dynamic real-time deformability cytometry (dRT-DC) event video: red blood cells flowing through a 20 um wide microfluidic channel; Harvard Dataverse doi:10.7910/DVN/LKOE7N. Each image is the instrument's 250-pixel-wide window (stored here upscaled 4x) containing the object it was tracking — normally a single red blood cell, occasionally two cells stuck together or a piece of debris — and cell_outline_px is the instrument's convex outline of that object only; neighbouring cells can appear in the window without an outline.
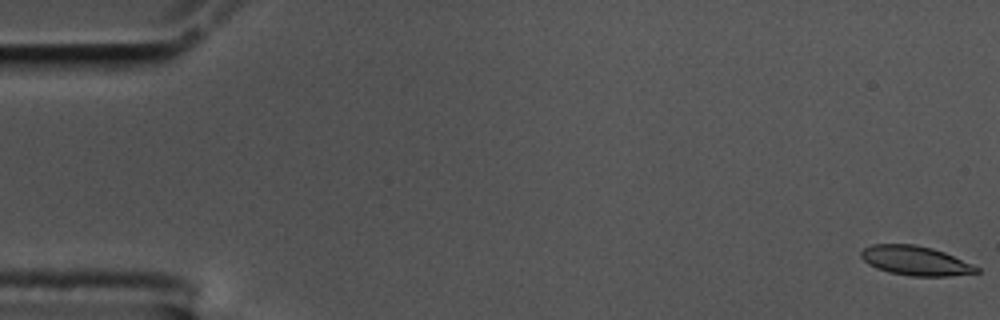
{"species": "common noctule bat (a hibernating species)", "species_latin": "Nyctalus noctula", "temperature_condition": "cold", "stored_images_in_passage": 58, "camera_frame_rate_fps": 3000, "um_per_image_px": 0.085, "animal": {"sex": "male", "body_mass_g": 17.5, "forearm_length_mm": 52.3}, "frame": {"image": 1, "passage_image": 1, "time_ms": 0.0, "image_size_px": [1000, 320], "cell_outline_px": [[980, 272], [948, 276], [912, 276], [888, 272], [876, 268], [868, 264], [860, 256], [860, 252], [864, 248], [872, 244], [916, 244], [932, 248], [944, 252], [972, 264], [980, 268]], "centroid_in_image_um": [77.8, 22.15], "position_along_channel_um": 7.2, "area_um2": 19.77}}
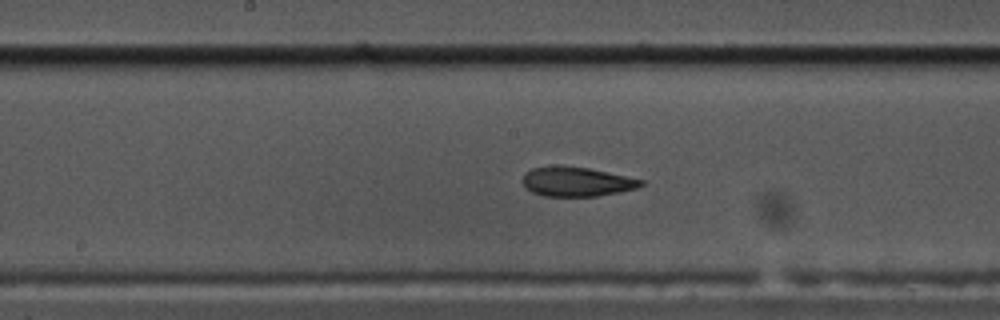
{"frame": {"image": 2, "passage_image": 30, "time_ms": 9.667, "image_size_px": [1000, 320], "cell_outline_px": [[644, 184], [636, 188], [620, 192], [596, 196], [544, 196], [532, 192], [524, 184], [524, 176], [532, 168], [588, 168], [644, 180]], "centroid_in_image_um": [49.09, 15.48], "position_along_channel_um": 199.1, "area_um2": 19.36}}
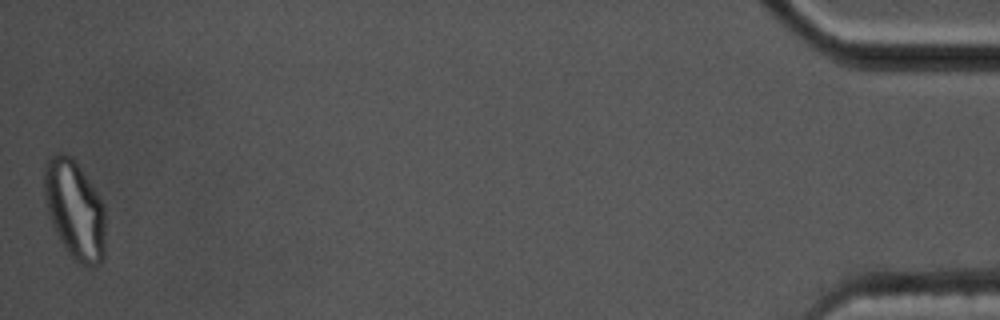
{"frame": {"image": 3, "passage_image": 58, "time_ms": 19.0, "image_size_px": [1000, 320], "cell_outline_px": [[104, 256], [100, 264], [92, 268], [88, 268], [76, 260], [68, 252], [60, 240], [52, 224], [48, 212], [44, 196], [44, 164], [48, 156], [56, 152], [60, 152], [72, 156], [104, 204]], "centroid_in_image_um": [6.33, 17.8], "position_along_channel_um": 428.9, "area_um2": 35.26}, "authors_computed_cell_mechanics": {"area_um2": 20.7791, "velocity_mm_per_s": 3.4698, "shape_relaxation_time_tau1_ms": null, "shape_relaxation_time_tau2_ms": 2.704, "deformation_change_tau1": null, "deformation_change_tau2": 0.0958}}